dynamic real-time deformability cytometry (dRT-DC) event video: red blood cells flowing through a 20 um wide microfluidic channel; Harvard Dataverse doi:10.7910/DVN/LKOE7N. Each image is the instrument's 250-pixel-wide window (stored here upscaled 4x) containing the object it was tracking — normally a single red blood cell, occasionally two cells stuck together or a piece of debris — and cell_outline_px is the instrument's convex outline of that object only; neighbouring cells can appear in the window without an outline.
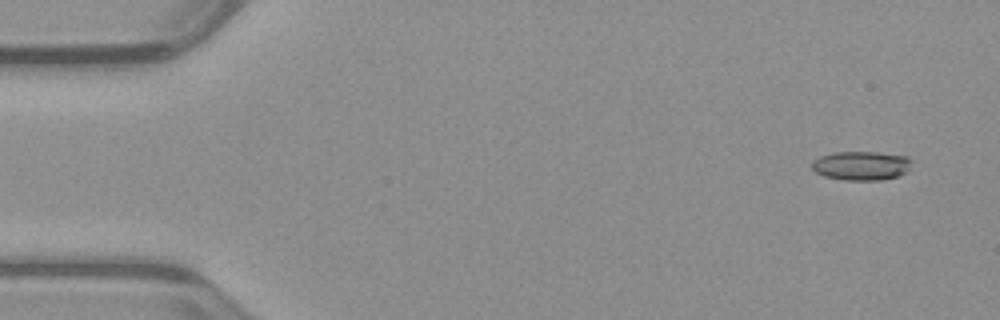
{"species": "common noctule bat (a hibernating species)", "species_latin": "Nyctalus noctula", "temperature_condition": "warm", "stored_images_in_passage": 52, "camera_frame_rate_fps": 3000, "um_per_image_px": 0.085, "animal": {"sex": "male", "body_mass_g": 23.1, "forearm_length_mm": 52.7}, "frame": {"image": 1, "passage_image": 3, "time_ms": 0.667, "image_size_px": [1000, 320], "cell_outline_px": [[912, 160], [908, 172], [900, 176], [880, 180], [844, 180], [824, 176], [816, 172], [812, 168], [812, 160], [820, 156], [836, 152], [876, 152], [908, 156]], "centroid_in_image_um": [73.24, 14.08], "position_along_channel_um": 11.8, "area_um2": 17.05}}
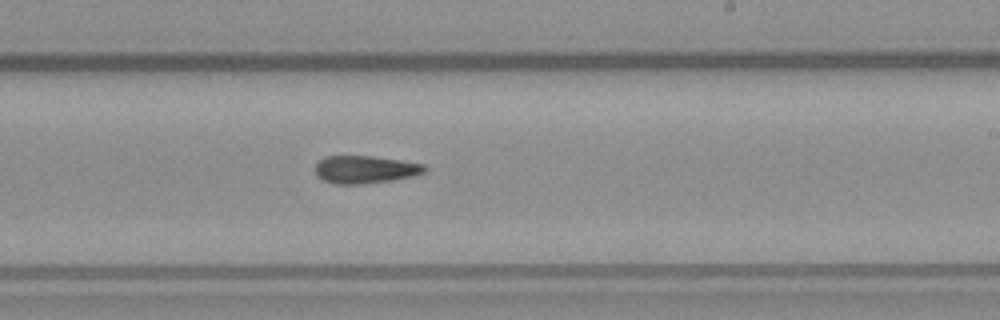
{"frame": {"image": 2, "passage_image": 31, "time_ms": 10.0, "image_size_px": [1000, 320], "cell_outline_px": [[428, 168], [424, 172], [412, 176], [392, 180], [364, 184], [336, 184], [324, 180], [316, 176], [316, 164], [324, 156], [372, 156], [400, 160], [424, 164]], "centroid_in_image_um": [31.03, 14.4], "position_along_channel_um": 258.0, "area_um2": 17.63}}
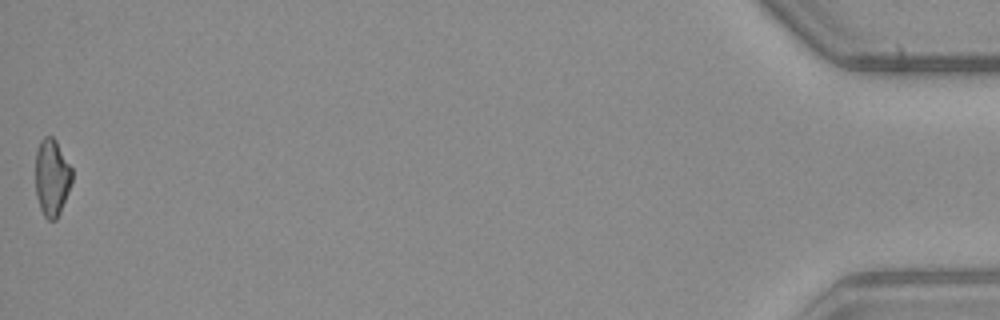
{"frame": {"image": 3, "passage_image": 52, "time_ms": 17.0, "image_size_px": [1000, 320], "cell_outline_px": [[72, 180], [68, 192], [60, 212], [56, 220], [48, 220], [44, 216], [40, 208], [36, 196], [36, 148], [40, 140], [44, 136], [52, 136], [56, 140], [72, 168]], "centroid_in_image_um": [4.4, 15.07], "position_along_channel_um": 430.8, "area_um2": 16.47}}